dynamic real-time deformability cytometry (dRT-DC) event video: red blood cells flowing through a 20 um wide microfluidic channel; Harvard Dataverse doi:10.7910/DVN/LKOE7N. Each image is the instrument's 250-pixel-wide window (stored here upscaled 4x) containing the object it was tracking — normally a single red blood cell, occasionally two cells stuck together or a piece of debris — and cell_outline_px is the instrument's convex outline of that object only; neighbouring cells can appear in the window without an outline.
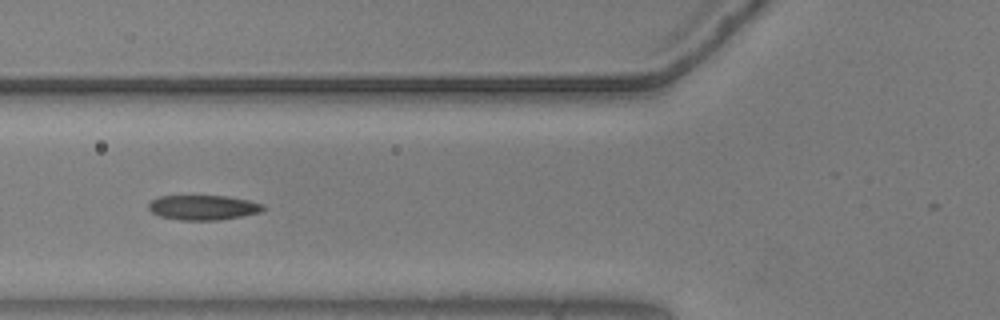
{"species": "common noctule bat (a hibernating species)", "species_latin": "Nyctalus noctula", "temperature_condition": "warm", "stored_images_in_passage": 33, "camera_frame_rate_fps": 3000, "um_per_image_px": 0.085, "animal": {"sex": "male", "body_mass_g": 20.5, "forearm_length_mm": 52.5}, "frame": {"image": 1, "passage_image": 5, "time_ms": 1.333, "image_size_px": [1000, 320], "cell_outline_px": [[264, 208], [260, 212], [240, 216], [216, 220], [180, 220], [160, 216], [152, 212], [148, 208], [148, 204], [152, 200], [160, 196], [228, 196], [248, 200], [264, 204]], "centroid_in_image_um": [17.26, 17.63], "position_along_channel_um": 108.5, "area_um2": 16.42}}
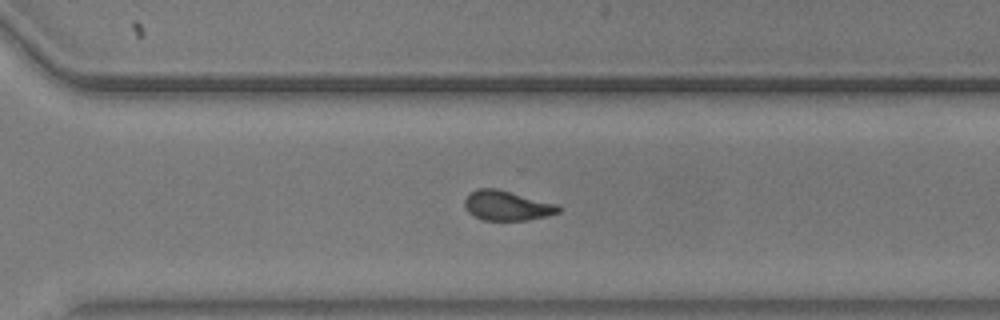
{"frame": {"image": 2, "passage_image": 23, "time_ms": 7.333, "image_size_px": [1000, 320], "cell_outline_px": [[564, 208], [560, 212], [548, 216], [528, 220], [484, 220], [468, 212], [464, 204], [464, 200], [476, 188], [496, 188], [560, 204]], "centroid_in_image_um": [43.18, 17.47], "position_along_channel_um": 327.4, "area_um2": 16.47}}
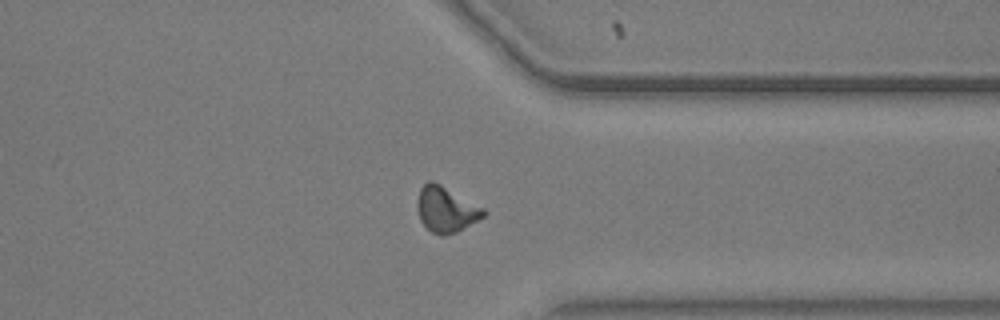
{"frame": {"image": 3, "passage_image": 27, "time_ms": 8.667, "image_size_px": [1000, 320], "cell_outline_px": [[488, 212], [484, 216], [456, 232], [444, 236], [432, 232], [420, 220], [416, 204], [420, 188], [428, 180], [432, 180], [440, 184], [484, 208]], "centroid_in_image_um": [37.9, 17.79], "position_along_channel_um": 373.5, "area_um2": 17.4}, "authors_computed_cell_mechanics": {"area_um2": 16.6464, "velocity_mm_per_s": 3.6483, "shape_relaxation_time_tau1_ms": 4.3445, "shape_relaxation_time_tau2_ms": 1.5205, "deformation_change_tau1": 0.1367, "deformation_change_tau2": 0.0925}}